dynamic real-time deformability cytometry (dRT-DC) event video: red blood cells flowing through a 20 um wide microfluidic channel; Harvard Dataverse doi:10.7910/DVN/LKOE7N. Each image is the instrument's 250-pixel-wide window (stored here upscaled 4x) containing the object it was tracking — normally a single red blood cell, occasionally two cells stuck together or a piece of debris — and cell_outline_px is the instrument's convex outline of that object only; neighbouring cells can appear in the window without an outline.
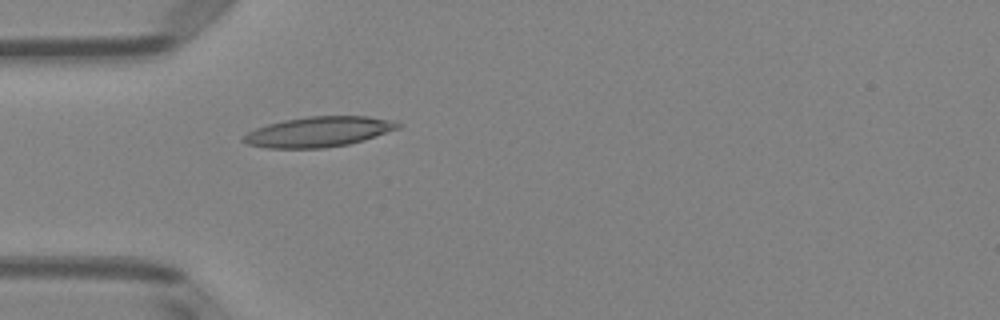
{"species": "Egyptian fruit bat (a non-hibernating species)", "species_latin": "Rousettus aegyptiacus", "temperature_condition": "room temperature", "stored_images_in_passage": 30, "camera_frame_rate_fps": 3000, "um_per_image_px": 0.085, "animal": {"sex": "female"}, "frame": {"image": 1, "passage_image": 1, "time_ms": 0.0, "image_size_px": [1000, 320], "cell_outline_px": [[404, 124], [400, 128], [364, 140], [348, 144], [324, 148], [268, 148], [248, 144], [240, 140], [248, 132], [256, 128], [268, 124], [284, 120], [308, 116], [368, 116], [396, 120]], "centroid_in_image_um": [27.14, 11.19], "position_along_channel_um": 57.9, "area_um2": 27.34}}
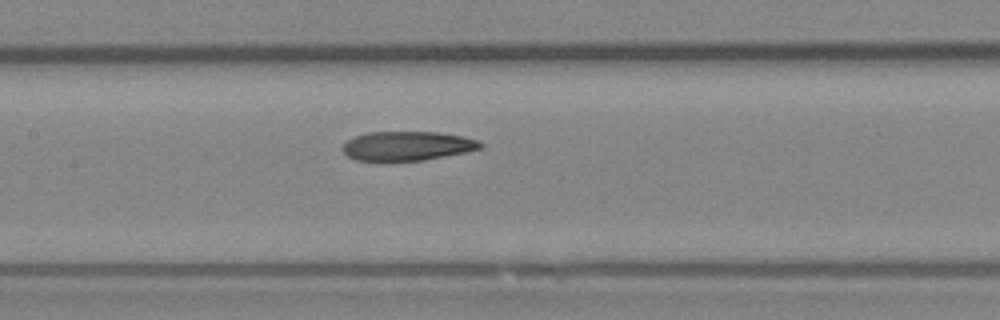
{"frame": {"image": 2, "passage_image": 10, "time_ms": 3.0, "image_size_px": [1000, 320], "cell_outline_px": [[484, 148], [424, 160], [356, 160], [348, 156], [344, 152], [344, 144], [348, 140], [356, 136], [368, 132], [436, 132], [464, 136], [476, 140], [484, 144]], "centroid_in_image_um": [34.66, 12.39], "position_along_channel_um": 172.7, "area_um2": 23.12}}
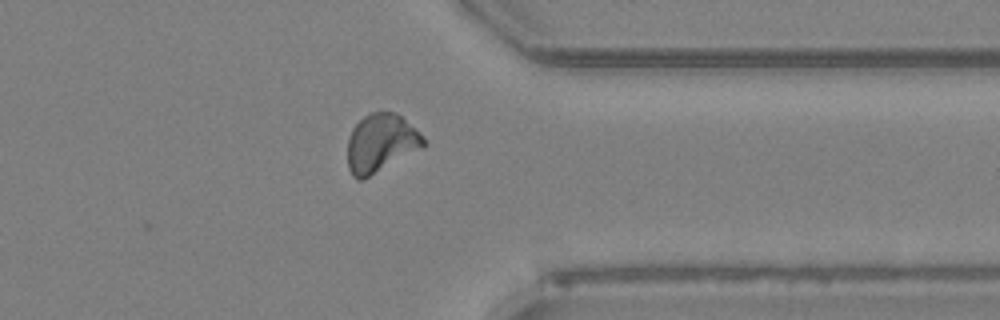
{"frame": {"image": 3, "passage_image": 26, "time_ms": 8.333, "image_size_px": [1000, 320], "cell_outline_px": [[428, 144], [424, 148], [364, 180], [356, 180], [352, 176], [348, 168], [348, 140], [352, 128], [364, 116], [372, 112], [392, 112], [400, 116], [420, 132], [424, 136]], "centroid_in_image_um": [32.4, 12.21], "position_along_channel_um": 379.0, "area_um2": 26.18}, "authors_computed_cell_mechanics": {"area_um2": 24.276, "velocity_mm_per_s": 3.9725, "shape_relaxation_time_tau1_ms": 9.8869, "shape_relaxation_time_tau2_ms": 4.1006, "deformation_change_tau1": 0.2304, "deformation_change_tau2": 0.115}}